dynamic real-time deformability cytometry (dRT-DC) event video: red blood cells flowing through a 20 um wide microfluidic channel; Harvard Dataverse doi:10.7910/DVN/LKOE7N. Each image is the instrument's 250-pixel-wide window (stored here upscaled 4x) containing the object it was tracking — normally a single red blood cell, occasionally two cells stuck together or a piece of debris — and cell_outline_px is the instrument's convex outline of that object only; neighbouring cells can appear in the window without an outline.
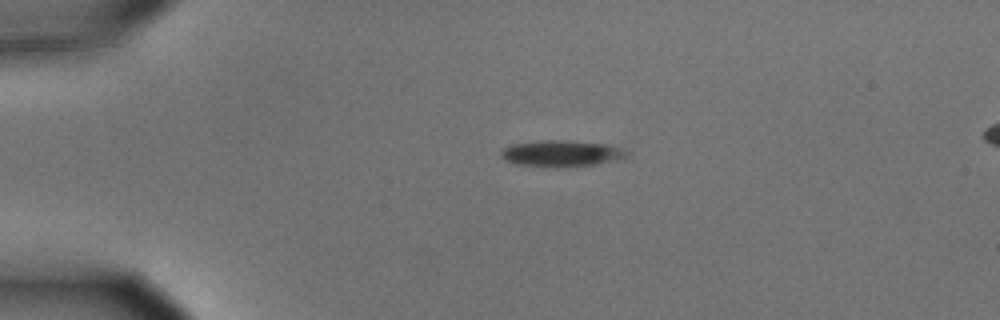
{"species": "common noctule bat (a hibernating species)", "species_latin": "Nyctalus noctula", "temperature_condition": "cold", "stored_images_in_passage": 3, "segment_of_instrument_passage": [1, 2], "camera_frame_rate_fps": 3000, "um_per_image_px": 0.085, "animal": {"sex": "male", "body_mass_g": 15.6}, "frame": {"image": 1, "passage_image": 1, "time_ms": 0.0, "image_size_px": [1000, 320], "cell_outline_px": [[628, 152], [624, 156], [596, 164], [564, 168], [544, 168], [512, 164], [504, 160], [500, 156], [500, 152], [504, 148], [512, 144], [536, 140], [568, 140], [608, 144], [620, 148]], "centroid_in_image_um": [47.58, 13.06], "position_along_channel_um": 37.4, "area_um2": 19.65}}